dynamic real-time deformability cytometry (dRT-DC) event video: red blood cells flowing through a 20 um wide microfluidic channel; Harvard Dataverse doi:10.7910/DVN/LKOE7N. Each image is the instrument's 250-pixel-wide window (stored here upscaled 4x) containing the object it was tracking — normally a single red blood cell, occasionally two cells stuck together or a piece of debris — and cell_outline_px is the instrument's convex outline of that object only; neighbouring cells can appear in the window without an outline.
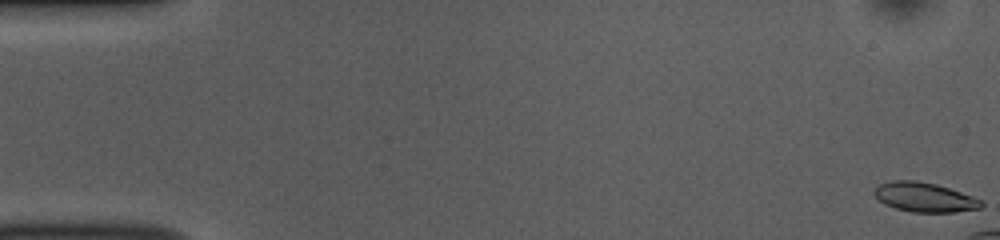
{"species": "common noctule bat (a hibernating species)", "species_latin": "Nyctalus noctula", "temperature_condition": "room temperature", "stored_images_in_passage": 11, "camera_frame_rate_fps": 3000, "um_per_image_px": 0.085, "animal": {"sex": "female", "body_mass_g": 10.0, "forearm_length_mm": 53.1}, "frame": {"image": 1, "passage_image": 1, "time_ms": 0.0, "image_size_px": [1000, 240], "cell_outline_px": [[984, 204], [980, 208], [952, 212], [912, 212], [896, 208], [884, 204], [872, 192], [880, 184], [892, 180], [916, 180], [936, 184], [972, 196], [980, 200]], "centroid_in_image_um": [78.56, 16.76], "position_along_channel_um": 6.4, "area_um2": 18.15}}